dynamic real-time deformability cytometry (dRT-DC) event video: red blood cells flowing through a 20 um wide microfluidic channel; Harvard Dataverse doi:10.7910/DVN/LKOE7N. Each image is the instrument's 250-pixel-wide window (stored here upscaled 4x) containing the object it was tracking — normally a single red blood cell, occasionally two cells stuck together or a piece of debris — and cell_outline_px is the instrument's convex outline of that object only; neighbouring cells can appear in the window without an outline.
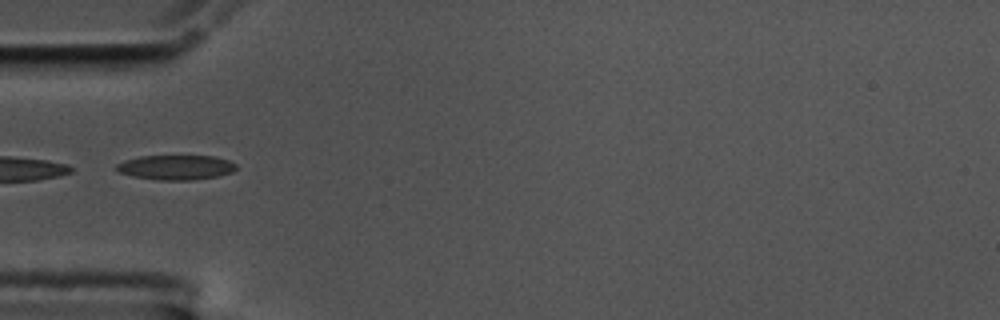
{"species": "common noctule bat (a hibernating species)", "species_latin": "Nyctalus noctula", "temperature_condition": "cold", "stored_images_in_passage": 6, "camera_frame_rate_fps": 3000, "um_per_image_px": 0.085, "animal": {"sex": "male", "body_mass_g": 17.5, "forearm_length_mm": 52.3}, "frame": {"image": 1, "passage_image": 1, "time_ms": 0.0, "image_size_px": [1000, 320], "cell_outline_px": [[236, 168], [232, 172], [216, 176], [192, 180], [156, 180], [132, 176], [116, 172], [116, 164], [124, 160], [140, 156], [216, 156], [228, 160], [236, 164]], "centroid_in_image_um": [14.91, 14.22], "position_along_channel_um": 70.1, "area_um2": 17.34}}